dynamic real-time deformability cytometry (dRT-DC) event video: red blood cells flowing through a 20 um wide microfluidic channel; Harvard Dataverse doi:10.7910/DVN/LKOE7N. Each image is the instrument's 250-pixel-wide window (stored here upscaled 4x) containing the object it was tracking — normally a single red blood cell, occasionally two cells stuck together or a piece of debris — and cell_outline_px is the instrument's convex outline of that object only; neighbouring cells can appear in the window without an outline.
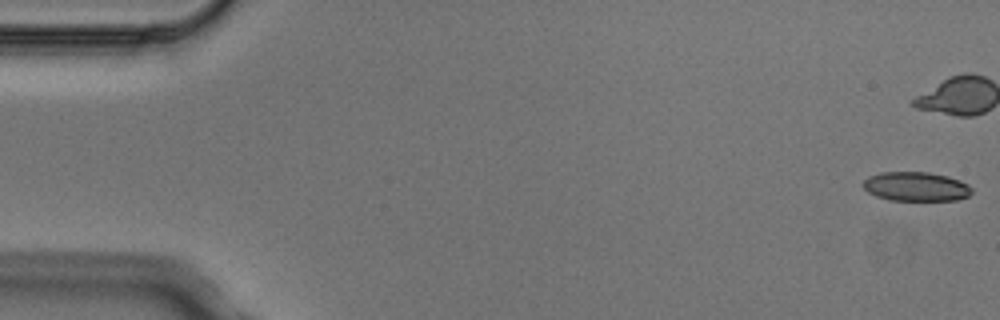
{"species": "Egyptian fruit bat (a non-hibernating species)", "species_latin": "Rousettus aegyptiacus", "temperature_condition": "cold", "stored_images_in_passage": 7, "camera_frame_rate_fps": 3000, "um_per_image_px": 0.085, "animal": {"sex": "male"}, "frame": {"image": 1, "passage_image": 1, "time_ms": 0.0, "image_size_px": [1000, 320], "cell_outline_px": [[972, 192], [968, 196], [956, 200], [888, 200], [876, 196], [868, 192], [864, 188], [864, 180], [868, 176], [880, 172], [928, 172], [948, 176], [960, 180], [968, 184], [972, 188]], "centroid_in_image_um": [77.87, 15.85], "position_along_channel_um": 7.1, "area_um2": 18.55}}